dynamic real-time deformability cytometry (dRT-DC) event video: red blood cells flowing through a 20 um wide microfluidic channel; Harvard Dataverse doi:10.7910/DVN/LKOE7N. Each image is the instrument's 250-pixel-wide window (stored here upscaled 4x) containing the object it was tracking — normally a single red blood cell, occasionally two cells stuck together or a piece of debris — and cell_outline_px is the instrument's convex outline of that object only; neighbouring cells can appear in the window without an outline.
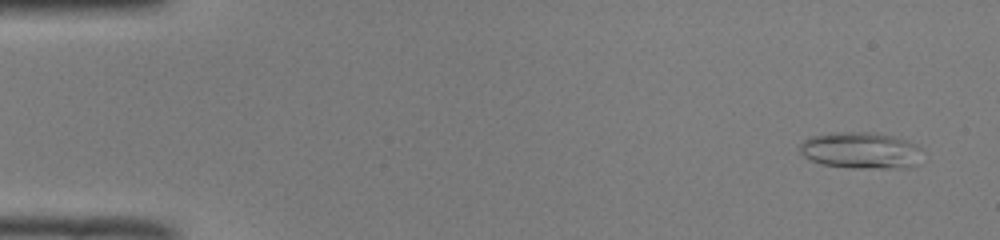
{"species": "common noctule bat (a hibernating species)", "species_latin": "Nyctalus noctula", "temperature_condition": "room temperature", "stored_images_in_passage": 51, "camera_frame_rate_fps": 3000, "um_per_image_px": 0.085, "animal": {"sex": "male", "body_mass_g": 19.0, "forearm_length_mm": 50.8}, "frame": {"image": 1, "passage_image": 3, "time_ms": 0.667, "image_size_px": [1000, 240], "cell_outline_px": [[920, 148], [916, 164], [908, 168], [852, 168], [820, 164], [804, 156], [800, 152], [800, 144], [808, 136], [832, 132], [876, 132], [908, 140], [916, 144]], "centroid_in_image_um": [73.13, 12.77], "position_along_channel_um": 11.9, "area_um2": 26.24}}
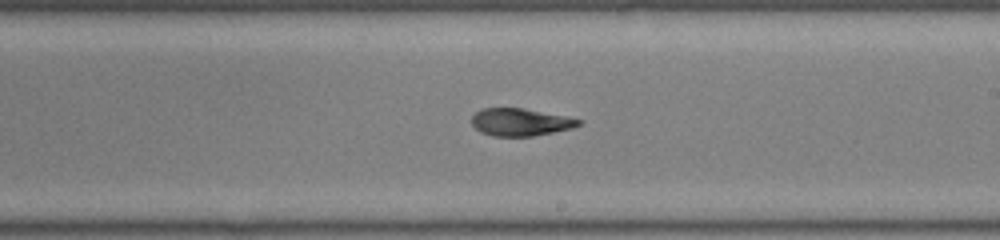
{"frame": {"image": 2, "passage_image": 30, "time_ms": 9.667, "image_size_px": [1000, 240], "cell_outline_px": [[584, 120], [580, 124], [572, 128], [532, 136], [492, 136], [480, 132], [472, 124], [472, 116], [476, 112], [484, 108], [524, 108], [568, 116]], "centroid_in_image_um": [44.25, 10.37], "position_along_channel_um": 244.7, "area_um2": 17.17}}
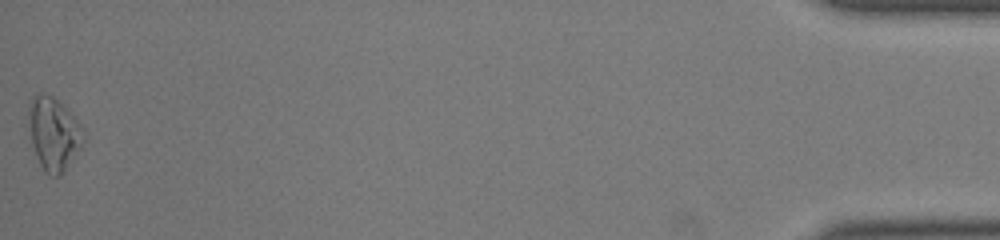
{"frame": {"image": 3, "passage_image": 51, "time_ms": 16.667, "image_size_px": [1000, 240], "cell_outline_px": [[84, 140], [80, 148], [60, 176], [52, 176], [44, 172], [36, 156], [32, 144], [28, 128], [28, 104], [32, 96], [40, 92], [44, 92], [52, 96], [84, 128]], "centroid_in_image_um": [4.52, 11.35], "position_along_channel_um": 430.7, "area_um2": 23.24}, "authors_computed_cell_mechanics": {"area_um2": 18.3226, "velocity_mm_per_s": 4.0025, "shape_relaxation_time_tau1_ms": 10.0634, "shape_relaxation_time_tau2_ms": 2.5417, "deformation_change_tau1": 0.2713, "deformation_change_tau2": 0.0936}}